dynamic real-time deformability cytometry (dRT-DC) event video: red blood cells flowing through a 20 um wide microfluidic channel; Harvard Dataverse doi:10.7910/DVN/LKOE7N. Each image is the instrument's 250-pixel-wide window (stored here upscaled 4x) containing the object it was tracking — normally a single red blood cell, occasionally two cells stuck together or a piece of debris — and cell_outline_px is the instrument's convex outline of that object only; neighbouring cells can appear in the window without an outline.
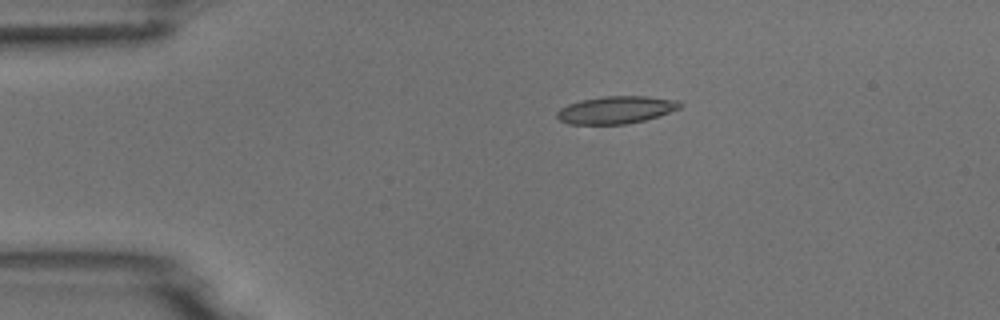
{"species": "common noctule bat (a hibernating species)", "species_latin": "Nyctalus noctula", "temperature_condition": "room temperature", "stored_images_in_passage": 4, "camera_frame_rate_fps": 3000, "um_per_image_px": 0.085, "animal": {"sex": "male", "body_mass_g": 18.8}, "frame": {"image": 1, "passage_image": 3, "time_ms": 2.333, "image_size_px": [1000, 320], "cell_outline_px": [[684, 104], [680, 108], [644, 120], [628, 124], [568, 124], [560, 120], [556, 116], [556, 112], [560, 108], [568, 104], [580, 100], [604, 96], [648, 96], [676, 100]], "centroid_in_image_um": [52.33, 9.33], "position_along_channel_um": 32.7, "area_um2": 19.65}}